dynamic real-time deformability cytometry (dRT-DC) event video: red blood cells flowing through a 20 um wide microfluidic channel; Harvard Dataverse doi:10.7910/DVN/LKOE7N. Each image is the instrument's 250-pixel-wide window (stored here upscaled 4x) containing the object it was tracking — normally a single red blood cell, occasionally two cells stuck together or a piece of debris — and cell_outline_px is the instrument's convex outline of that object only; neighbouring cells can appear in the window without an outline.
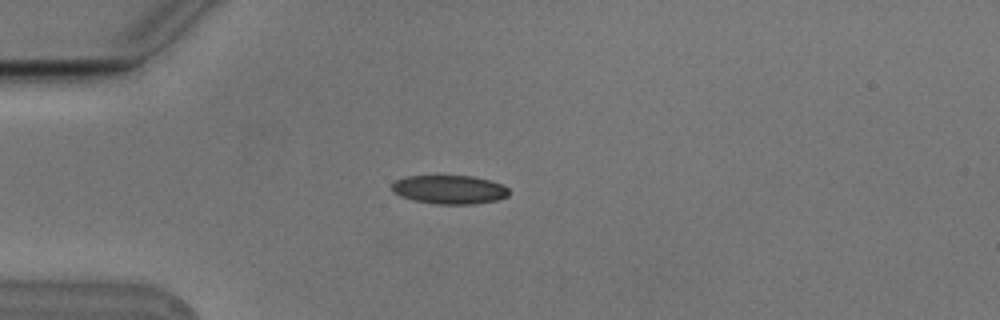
{"species": "Egyptian fruit bat (a non-hibernating species)", "species_latin": "Rousettus aegyptiacus", "temperature_condition": "cold", "stored_images_in_passage": 5, "camera_frame_rate_fps": 3000, "um_per_image_px": 0.085, "animal": {"sex": "male"}, "frame": {"image": 1, "passage_image": 3, "time_ms": 0.667, "image_size_px": [1000, 320], "cell_outline_px": [[508, 196], [496, 200], [476, 204], [436, 204], [412, 200], [400, 196], [392, 192], [392, 184], [396, 180], [404, 176], [436, 172], [476, 176], [504, 184], [508, 188]], "centroid_in_image_um": [38.16, 16.05], "position_along_channel_um": 46.8, "area_um2": 20.87}}